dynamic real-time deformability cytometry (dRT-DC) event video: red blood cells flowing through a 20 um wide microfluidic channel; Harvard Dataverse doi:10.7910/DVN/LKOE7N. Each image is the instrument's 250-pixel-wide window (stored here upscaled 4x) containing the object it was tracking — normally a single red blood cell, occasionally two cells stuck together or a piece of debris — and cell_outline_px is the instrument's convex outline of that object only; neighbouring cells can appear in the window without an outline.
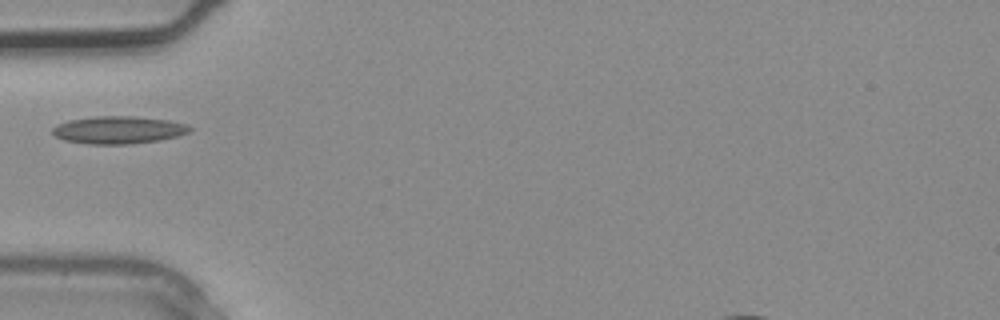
{"species": "common noctule bat (a hibernating species)", "species_latin": "Nyctalus noctula", "temperature_condition": "warm", "stored_images_in_passage": 1, "camera_frame_rate_fps": 3000, "um_per_image_px": 0.085, "animal": {"sex": "male", "body_mass_g": 20.4}, "frame": {"image": 1, "passage_image": 1, "time_ms": 0.0, "image_size_px": [1000, 320], "cell_outline_px": [[192, 128], [188, 132], [176, 136], [160, 140], [132, 144], [88, 144], [64, 140], [56, 136], [52, 132], [52, 128], [68, 120], [96, 116], [132, 116], [168, 120], [184, 124]], "centroid_in_image_um": [10.05, 11.05], "position_along_channel_um": 75.0, "area_um2": 21.85}}